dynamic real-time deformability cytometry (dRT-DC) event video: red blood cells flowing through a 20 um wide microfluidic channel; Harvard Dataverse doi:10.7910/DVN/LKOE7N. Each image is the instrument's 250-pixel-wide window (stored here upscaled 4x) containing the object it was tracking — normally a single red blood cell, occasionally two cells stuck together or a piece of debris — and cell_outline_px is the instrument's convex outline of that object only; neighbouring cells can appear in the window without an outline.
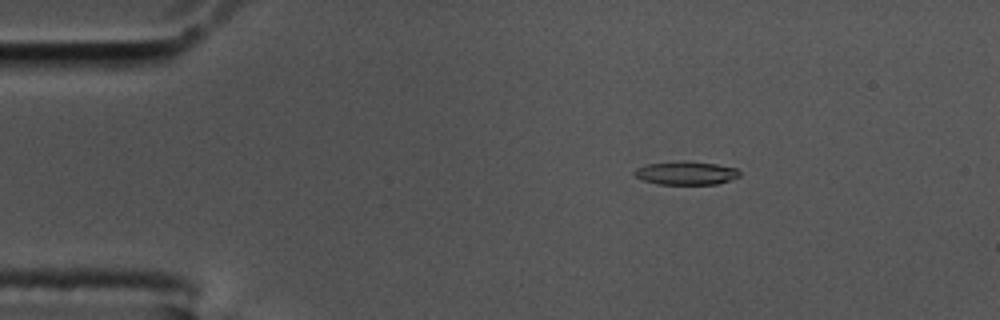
{"species": "common noctule bat (a hibernating species)", "species_latin": "Nyctalus noctula", "temperature_condition": "cold", "stored_images_in_passage": 51, "camera_frame_rate_fps": 3000, "um_per_image_px": 0.085, "animal": {"sex": "male", "body_mass_g": 17.5, "forearm_length_mm": 52.3}, "frame": {"image": 1, "passage_image": 2, "time_ms": 0.333, "image_size_px": [1000, 320], "cell_outline_px": [[740, 176], [716, 184], [656, 184], [644, 180], [636, 176], [632, 172], [636, 168], [648, 164], [684, 160], [716, 164], [736, 168], [740, 172]], "centroid_in_image_um": [58.3, 14.7], "position_along_channel_um": 26.7, "area_um2": 14.28}}
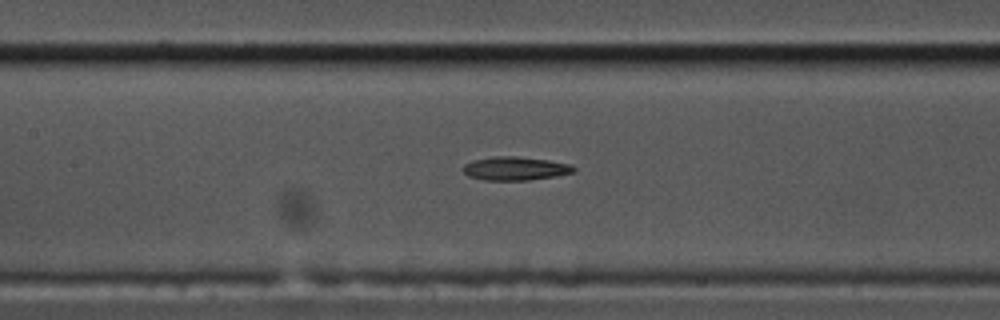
{"frame": {"image": 2, "passage_image": 19, "time_ms": 6.0, "image_size_px": [1000, 320], "cell_outline_px": [[576, 172], [556, 176], [528, 180], [484, 180], [468, 176], [464, 172], [464, 164], [472, 160], [492, 156], [516, 156], [548, 160], [572, 164], [576, 168]], "centroid_in_image_um": [43.82, 14.32], "position_along_channel_um": 163.6, "area_um2": 15.32}}
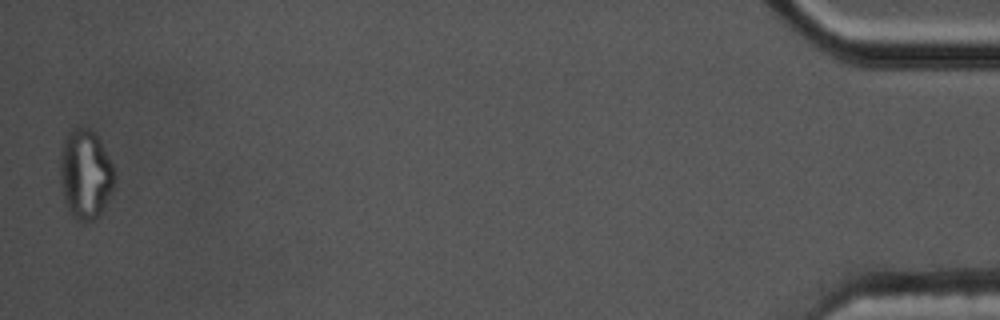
{"frame": {"image": 3, "passage_image": 50, "time_ms": 16.333, "image_size_px": [1000, 320], "cell_outline_px": [[116, 176], [112, 188], [100, 216], [84, 224], [72, 216], [64, 200], [60, 180], [60, 164], [64, 144], [68, 136], [76, 128], [92, 128], [96, 132], [116, 172]], "centroid_in_image_um": [7.29, 14.86], "position_along_channel_um": 427.9, "area_um2": 28.15}, "authors_computed_cell_mechanics": {"area_um2": 15.606, "velocity_mm_per_s": 3.4558, "shape_relaxation_time_tau1_ms": null, "shape_relaxation_time_tau2_ms": 6.0959, "deformation_change_tau1": null, "deformation_change_tau2": 0.1436}}